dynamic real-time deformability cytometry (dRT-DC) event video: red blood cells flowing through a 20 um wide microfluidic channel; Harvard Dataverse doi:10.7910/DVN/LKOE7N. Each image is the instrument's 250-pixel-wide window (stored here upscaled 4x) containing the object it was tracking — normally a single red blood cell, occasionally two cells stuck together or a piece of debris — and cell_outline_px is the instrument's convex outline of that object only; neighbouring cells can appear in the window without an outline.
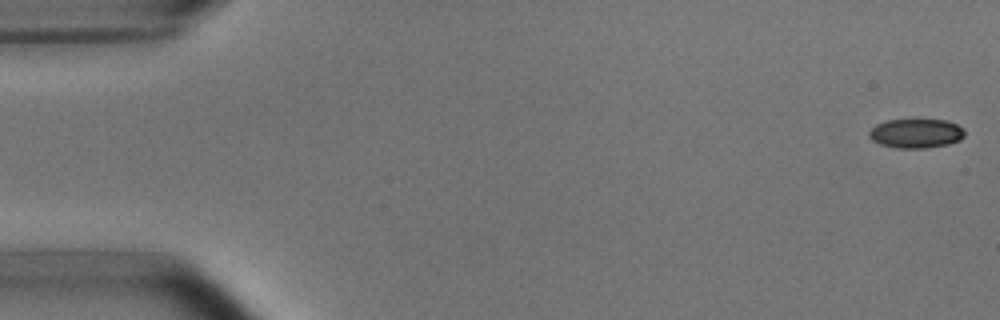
{"species": "common noctule bat (a hibernating species)", "species_latin": "Nyctalus noctula", "temperature_condition": "room temperature", "stored_images_in_passage": 4, "camera_frame_rate_fps": 3000, "um_per_image_px": 0.085, "animal": {"sex": "male", "body_mass_g": 15.6}, "frame": {"image": 1, "passage_image": 1, "time_ms": 0.0, "image_size_px": [1000, 320], "cell_outline_px": [[964, 136], [960, 140], [948, 144], [924, 148], [896, 148], [880, 144], [872, 140], [868, 136], [868, 132], [876, 124], [888, 120], [948, 120], [964, 128]], "centroid_in_image_um": [77.86, 11.34], "position_along_channel_um": 7.1, "area_um2": 16.3}}
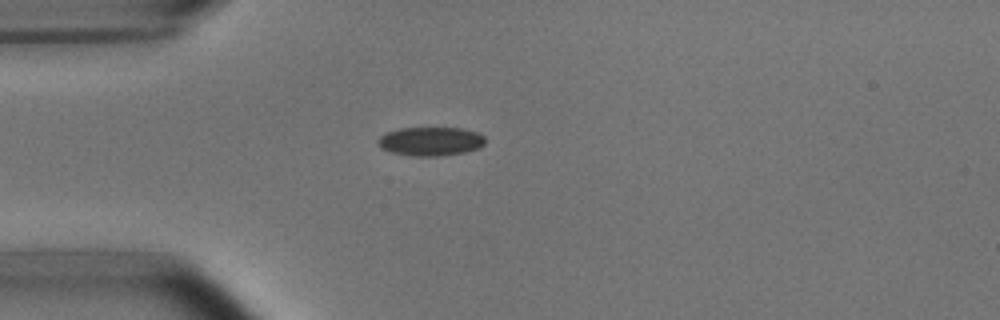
{"frame": {"image": 2, "passage_image": 4, "time_ms": 1.0, "image_size_px": [1000, 320], "cell_outline_px": [[484, 144], [480, 148], [464, 152], [436, 156], [412, 156], [392, 152], [380, 148], [376, 144], [376, 140], [380, 136], [388, 132], [400, 128], [460, 128], [476, 132], [484, 136]], "centroid_in_image_um": [36.57, 12.01], "position_along_channel_um": 48.4, "area_um2": 17.98}}